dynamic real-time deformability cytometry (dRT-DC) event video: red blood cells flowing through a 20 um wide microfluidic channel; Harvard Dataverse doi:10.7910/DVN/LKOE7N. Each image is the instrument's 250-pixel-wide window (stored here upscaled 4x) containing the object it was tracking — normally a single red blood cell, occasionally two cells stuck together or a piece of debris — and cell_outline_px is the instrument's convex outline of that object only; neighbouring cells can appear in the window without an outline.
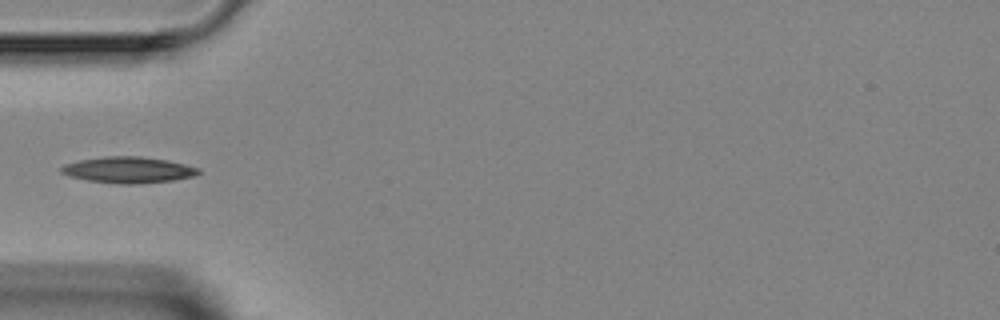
{"species": "Egyptian fruit bat (a non-hibernating species)", "species_latin": "Rousettus aegyptiacus", "temperature_condition": "room temperature", "stored_images_in_passage": 4, "camera_frame_rate_fps": 3000, "um_per_image_px": 0.085, "animal": {"sex": "female"}, "frame": {"image": 1, "passage_image": 4, "time_ms": 3.667, "image_size_px": [1000, 320], "cell_outline_px": [[200, 172], [196, 176], [172, 180], [136, 184], [120, 184], [88, 180], [72, 176], [60, 172], [60, 168], [64, 164], [80, 160], [104, 156], [140, 156], [168, 160], [200, 168]], "centroid_in_image_um": [10.93, 14.43], "position_along_channel_um": 74.1, "area_um2": 20.87}}